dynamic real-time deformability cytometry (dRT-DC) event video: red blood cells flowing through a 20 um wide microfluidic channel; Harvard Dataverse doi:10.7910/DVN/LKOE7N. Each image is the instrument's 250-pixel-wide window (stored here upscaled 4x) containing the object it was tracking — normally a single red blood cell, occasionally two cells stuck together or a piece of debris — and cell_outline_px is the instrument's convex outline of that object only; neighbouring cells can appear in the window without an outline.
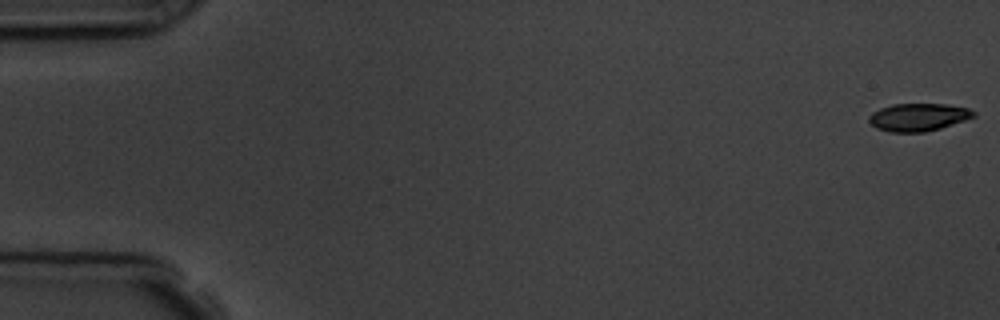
{"species": "common noctule bat (a hibernating species)", "species_latin": "Nyctalus noctula", "temperature_condition": "room temperature", "stored_images_in_passage": 4, "camera_frame_rate_fps": 3000, "um_per_image_px": 0.085, "animal": {"sex": "male", "body_mass_g": 19.5, "forearm_length_mm": 54.6}, "frame": {"image": 1, "passage_image": 1, "time_ms": 0.0, "image_size_px": [1000, 320], "cell_outline_px": [[976, 116], [940, 128], [924, 132], [888, 132], [876, 128], [868, 120], [868, 116], [872, 112], [880, 108], [892, 104], [944, 104], [968, 108], [976, 112]], "centroid_in_image_um": [78.03, 9.96], "position_along_channel_um": 7.0, "area_um2": 16.88}}